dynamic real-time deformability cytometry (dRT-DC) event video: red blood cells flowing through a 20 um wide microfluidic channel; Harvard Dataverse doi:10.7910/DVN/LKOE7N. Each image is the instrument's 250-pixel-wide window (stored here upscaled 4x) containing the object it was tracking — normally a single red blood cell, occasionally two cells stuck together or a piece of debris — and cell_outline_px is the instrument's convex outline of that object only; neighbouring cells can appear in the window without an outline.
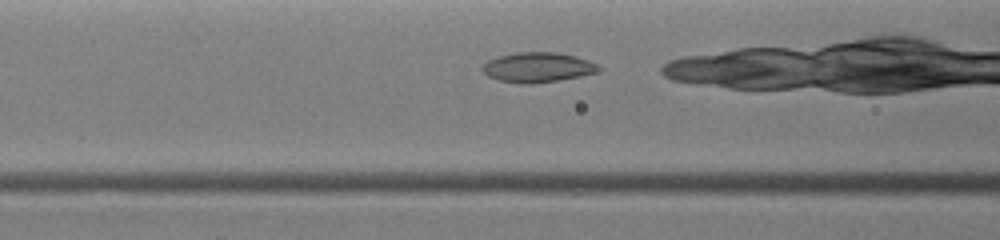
{"species": "common noctule bat (a hibernating species)", "species_latin": "Nyctalus noctula", "temperature_condition": "warm", "stored_images_in_passage": 31, "camera_frame_rate_fps": 3000, "um_per_image_px": 0.085, "animal": {"sex": "female", "body_mass_g": 19.0, "forearm_length_mm": 51.5}, "frame": {"image": 1, "passage_image": 5, "time_ms": 1.0, "image_size_px": [1000, 240], "cell_outline_px": [[600, 72], [580, 76], [532, 84], [524, 84], [500, 80], [488, 76], [480, 68], [488, 60], [500, 56], [516, 52], [556, 52], [588, 60], [596, 64], [600, 68]], "centroid_in_image_um": [45.69, 5.72], "position_along_channel_um": 120.9, "area_um2": 20.0}}
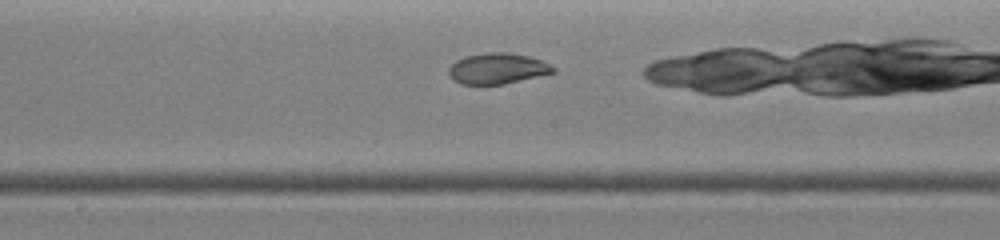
{"frame": {"image": 2, "passage_image": 12, "time_ms": 2.667, "image_size_px": [1000, 240], "cell_outline_px": [[556, 72], [504, 84], [460, 84], [452, 80], [448, 72], [448, 68], [456, 60], [464, 56], [484, 52], [508, 52], [528, 56], [540, 60], [556, 68]], "centroid_in_image_um": [42.25, 5.82], "position_along_channel_um": 206.0, "area_um2": 18.84}}